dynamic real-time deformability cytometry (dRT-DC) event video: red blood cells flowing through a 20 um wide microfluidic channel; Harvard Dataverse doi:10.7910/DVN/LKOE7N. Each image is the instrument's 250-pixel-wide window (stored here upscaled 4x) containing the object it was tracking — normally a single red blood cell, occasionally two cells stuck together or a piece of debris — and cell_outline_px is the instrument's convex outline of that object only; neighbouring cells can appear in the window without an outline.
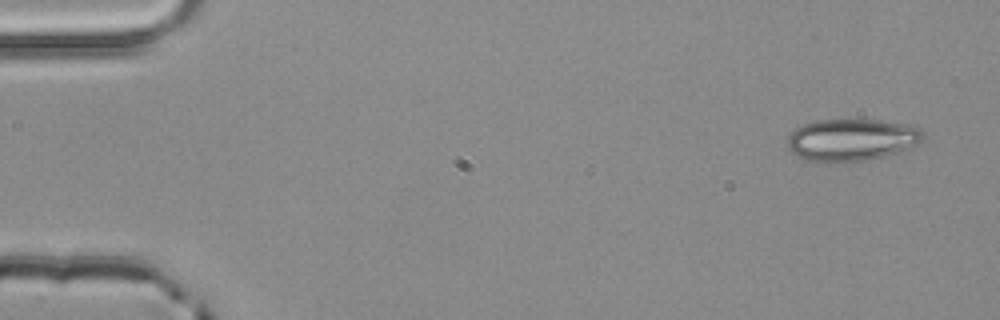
{"species": "common noctule bat (a hibernating species)", "species_latin": "Nyctalus noctula", "temperature_condition": "room temperature", "stored_images_in_passage": 4, "segment_of_instrument_passage": [1, 2], "camera_frame_rate_fps": 3000, "um_per_image_px": 0.085, "animal": {"sex": "male", "body_mass_g": 20.4}, "frame": {"image": 1, "passage_image": 1, "time_ms": 0.0, "image_size_px": [1000, 320], "cell_outline_px": [[924, 140], [916, 144], [896, 152], [884, 156], [864, 160], [808, 160], [792, 152], [788, 148], [788, 136], [796, 128], [804, 124], [816, 120], [876, 120], [916, 124], [924, 132]], "centroid_in_image_um": [72.45, 11.83], "position_along_channel_um": 12.5, "area_um2": 32.71}}